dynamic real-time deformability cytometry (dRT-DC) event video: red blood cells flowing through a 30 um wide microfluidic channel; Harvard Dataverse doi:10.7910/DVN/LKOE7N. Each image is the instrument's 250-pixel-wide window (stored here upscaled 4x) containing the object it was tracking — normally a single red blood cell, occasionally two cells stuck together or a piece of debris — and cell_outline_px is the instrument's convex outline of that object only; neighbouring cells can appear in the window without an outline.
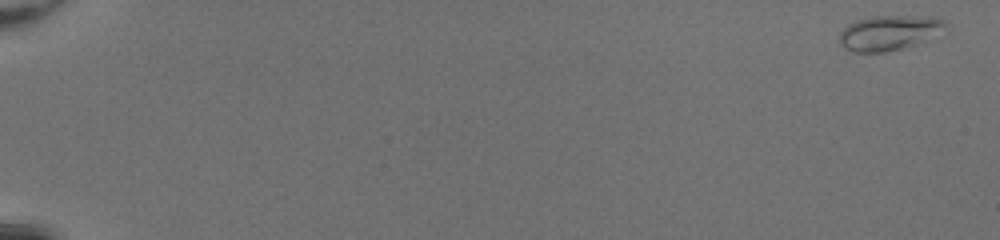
{"species": "common noctule bat (a hibernating species)", "species_latin": "Nyctalus noctula", "temperature_condition": "room temperature", "stored_images_in_passage": 50, "camera_frame_rate_fps": 3000, "um_per_image_px": 0.085, "animal": {"sex": "female", "body_mass_g": 20.0, "forearm_length_mm": 54.0}, "frame": {"image": 1, "passage_image": 1, "time_ms": 0.0, "image_size_px": [1000, 240], "cell_outline_px": [[948, 28], [944, 36], [900, 48], [884, 52], [852, 52], [844, 48], [840, 44], [840, 32], [848, 24], [856, 20], [872, 16], [932, 16], [944, 20], [948, 24]], "centroid_in_image_um": [75.69, 2.78], "position_along_channel_um": 9.3, "area_um2": 22.2}}
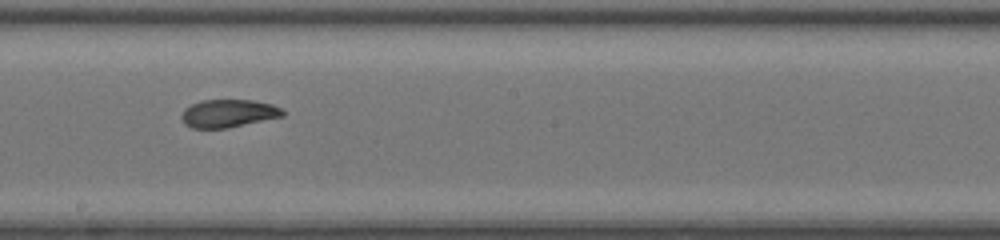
{"frame": {"image": 2, "passage_image": 31, "time_ms": 10.0, "image_size_px": [1000, 240], "cell_outline_px": [[284, 116], [228, 128], [192, 128], [184, 124], [180, 116], [184, 108], [200, 100], [252, 100], [272, 104], [280, 108], [284, 112]], "centroid_in_image_um": [19.38, 9.64], "position_along_channel_um": 228.8, "area_um2": 16.53}}
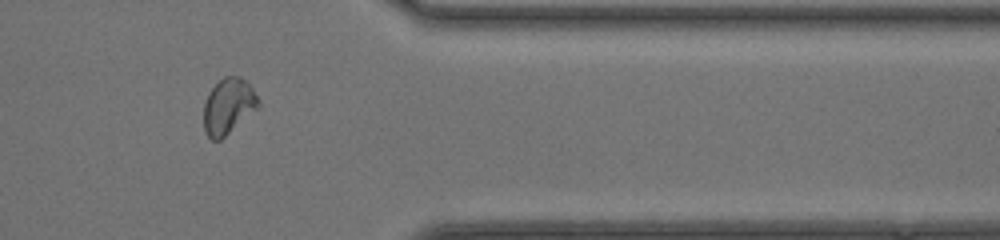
{"frame": {"image": 3, "passage_image": 43, "time_ms": 14.0, "image_size_px": [1000, 240], "cell_outline_px": [[260, 108], [220, 140], [212, 140], [204, 132], [204, 100], [208, 92], [224, 76], [240, 76], [252, 88], [260, 100]], "centroid_in_image_um": [19.42, 9.04], "position_along_channel_um": 392.0, "area_um2": 17.98}, "authors_computed_cell_mechanics": {"area_um2": 17.8313, "velocity_mm_per_s": 4.3052, "shape_relaxation_time_tau1_ms": 8.1567, "shape_relaxation_time_tau2_ms": 1.3671, "deformation_change_tau1": 0.1936, "deformation_change_tau2": 0.0567}}